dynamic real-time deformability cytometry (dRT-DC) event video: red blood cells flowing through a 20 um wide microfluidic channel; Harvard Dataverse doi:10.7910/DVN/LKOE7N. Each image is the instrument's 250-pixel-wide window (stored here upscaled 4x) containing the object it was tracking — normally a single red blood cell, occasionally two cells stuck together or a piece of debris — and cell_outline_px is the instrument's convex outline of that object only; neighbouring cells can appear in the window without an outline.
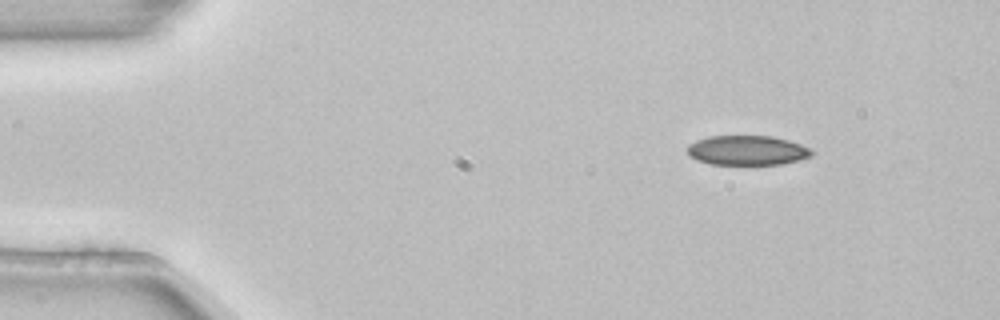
{"species": "common noctule bat (a hibernating species)", "species_latin": "Nyctalus noctula", "temperature_condition": "room temperature", "stored_images_in_passage": 3, "camera_frame_rate_fps": 3000, "um_per_image_px": 0.085, "animal": {"sex": "female", "body_mass_g": 22.7, "forearm_length_mm": 54.2}, "frame": {"image": 1, "passage_image": 1, "time_ms": 0.0, "image_size_px": [1000, 320], "cell_outline_px": [[816, 152], [812, 156], [784, 164], [712, 164], [696, 160], [688, 152], [688, 144], [696, 140], [708, 136], [772, 136], [788, 140], [812, 148]], "centroid_in_image_um": [63.56, 12.77], "position_along_channel_um": 21.4, "area_um2": 21.56}}